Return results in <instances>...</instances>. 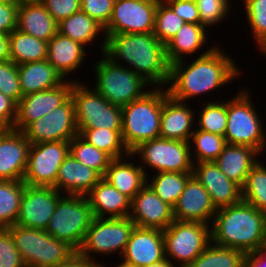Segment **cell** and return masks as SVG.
<instances>
[{"label": "cell", "mask_w": 266, "mask_h": 267, "mask_svg": "<svg viewBox=\"0 0 266 267\" xmlns=\"http://www.w3.org/2000/svg\"><path fill=\"white\" fill-rule=\"evenodd\" d=\"M58 32L85 47L92 45L102 35L103 41L100 42L99 52L104 53L106 44L104 27L82 11L72 14L58 23Z\"/></svg>", "instance_id": "32"}, {"label": "cell", "mask_w": 266, "mask_h": 267, "mask_svg": "<svg viewBox=\"0 0 266 267\" xmlns=\"http://www.w3.org/2000/svg\"><path fill=\"white\" fill-rule=\"evenodd\" d=\"M10 60L9 34L0 33V62Z\"/></svg>", "instance_id": "54"}, {"label": "cell", "mask_w": 266, "mask_h": 267, "mask_svg": "<svg viewBox=\"0 0 266 267\" xmlns=\"http://www.w3.org/2000/svg\"><path fill=\"white\" fill-rule=\"evenodd\" d=\"M26 267H57L68 262L77 251L45 230L12 225L7 228Z\"/></svg>", "instance_id": "5"}, {"label": "cell", "mask_w": 266, "mask_h": 267, "mask_svg": "<svg viewBox=\"0 0 266 267\" xmlns=\"http://www.w3.org/2000/svg\"><path fill=\"white\" fill-rule=\"evenodd\" d=\"M29 147L22 131L6 128L0 134V180L23 181Z\"/></svg>", "instance_id": "22"}, {"label": "cell", "mask_w": 266, "mask_h": 267, "mask_svg": "<svg viewBox=\"0 0 266 267\" xmlns=\"http://www.w3.org/2000/svg\"><path fill=\"white\" fill-rule=\"evenodd\" d=\"M93 64V88L109 103L123 107L141 98L152 87L140 75L125 66L112 62L104 54ZM148 87V88H147Z\"/></svg>", "instance_id": "7"}, {"label": "cell", "mask_w": 266, "mask_h": 267, "mask_svg": "<svg viewBox=\"0 0 266 267\" xmlns=\"http://www.w3.org/2000/svg\"><path fill=\"white\" fill-rule=\"evenodd\" d=\"M266 234V214L241 200L217 209L211 224V242L244 253L261 248Z\"/></svg>", "instance_id": "3"}, {"label": "cell", "mask_w": 266, "mask_h": 267, "mask_svg": "<svg viewBox=\"0 0 266 267\" xmlns=\"http://www.w3.org/2000/svg\"><path fill=\"white\" fill-rule=\"evenodd\" d=\"M113 3L111 0H80V11L105 27L111 18Z\"/></svg>", "instance_id": "47"}, {"label": "cell", "mask_w": 266, "mask_h": 267, "mask_svg": "<svg viewBox=\"0 0 266 267\" xmlns=\"http://www.w3.org/2000/svg\"><path fill=\"white\" fill-rule=\"evenodd\" d=\"M139 159L146 176L157 172L192 173L193 162L187 141L156 138L140 143L131 152ZM147 167V169H146ZM150 167V168H149ZM153 171V172H152Z\"/></svg>", "instance_id": "11"}, {"label": "cell", "mask_w": 266, "mask_h": 267, "mask_svg": "<svg viewBox=\"0 0 266 267\" xmlns=\"http://www.w3.org/2000/svg\"><path fill=\"white\" fill-rule=\"evenodd\" d=\"M12 2H20V0H0V4L12 3Z\"/></svg>", "instance_id": "59"}, {"label": "cell", "mask_w": 266, "mask_h": 267, "mask_svg": "<svg viewBox=\"0 0 266 267\" xmlns=\"http://www.w3.org/2000/svg\"><path fill=\"white\" fill-rule=\"evenodd\" d=\"M19 3L0 4V33L10 34L16 29Z\"/></svg>", "instance_id": "50"}, {"label": "cell", "mask_w": 266, "mask_h": 267, "mask_svg": "<svg viewBox=\"0 0 266 267\" xmlns=\"http://www.w3.org/2000/svg\"><path fill=\"white\" fill-rule=\"evenodd\" d=\"M0 267H26L7 228H0Z\"/></svg>", "instance_id": "46"}, {"label": "cell", "mask_w": 266, "mask_h": 267, "mask_svg": "<svg viewBox=\"0 0 266 267\" xmlns=\"http://www.w3.org/2000/svg\"><path fill=\"white\" fill-rule=\"evenodd\" d=\"M62 195L54 187L25 185L15 224L46 230Z\"/></svg>", "instance_id": "17"}, {"label": "cell", "mask_w": 266, "mask_h": 267, "mask_svg": "<svg viewBox=\"0 0 266 267\" xmlns=\"http://www.w3.org/2000/svg\"><path fill=\"white\" fill-rule=\"evenodd\" d=\"M147 267H176L175 265H173L167 258H165L164 260H161L159 262L153 263L150 266Z\"/></svg>", "instance_id": "55"}, {"label": "cell", "mask_w": 266, "mask_h": 267, "mask_svg": "<svg viewBox=\"0 0 266 267\" xmlns=\"http://www.w3.org/2000/svg\"><path fill=\"white\" fill-rule=\"evenodd\" d=\"M189 145L193 163L214 162L222 153L226 141L222 135L206 132L195 127Z\"/></svg>", "instance_id": "35"}, {"label": "cell", "mask_w": 266, "mask_h": 267, "mask_svg": "<svg viewBox=\"0 0 266 267\" xmlns=\"http://www.w3.org/2000/svg\"><path fill=\"white\" fill-rule=\"evenodd\" d=\"M160 0H118L104 27L106 36L112 34L153 33L155 13Z\"/></svg>", "instance_id": "14"}, {"label": "cell", "mask_w": 266, "mask_h": 267, "mask_svg": "<svg viewBox=\"0 0 266 267\" xmlns=\"http://www.w3.org/2000/svg\"><path fill=\"white\" fill-rule=\"evenodd\" d=\"M121 132L122 129L93 128L85 129L80 136L112 159H117L130 153L123 143Z\"/></svg>", "instance_id": "37"}, {"label": "cell", "mask_w": 266, "mask_h": 267, "mask_svg": "<svg viewBox=\"0 0 266 267\" xmlns=\"http://www.w3.org/2000/svg\"><path fill=\"white\" fill-rule=\"evenodd\" d=\"M196 113L197 129L225 136L227 128V100H208Z\"/></svg>", "instance_id": "38"}, {"label": "cell", "mask_w": 266, "mask_h": 267, "mask_svg": "<svg viewBox=\"0 0 266 267\" xmlns=\"http://www.w3.org/2000/svg\"><path fill=\"white\" fill-rule=\"evenodd\" d=\"M10 60L16 65L47 59L48 42L15 29L9 34Z\"/></svg>", "instance_id": "33"}, {"label": "cell", "mask_w": 266, "mask_h": 267, "mask_svg": "<svg viewBox=\"0 0 266 267\" xmlns=\"http://www.w3.org/2000/svg\"><path fill=\"white\" fill-rule=\"evenodd\" d=\"M195 111L188 102L177 101L167 95L163 100L159 137L189 142L196 127Z\"/></svg>", "instance_id": "23"}, {"label": "cell", "mask_w": 266, "mask_h": 267, "mask_svg": "<svg viewBox=\"0 0 266 267\" xmlns=\"http://www.w3.org/2000/svg\"><path fill=\"white\" fill-rule=\"evenodd\" d=\"M186 23L200 24L195 0H163Z\"/></svg>", "instance_id": "49"}, {"label": "cell", "mask_w": 266, "mask_h": 267, "mask_svg": "<svg viewBox=\"0 0 266 267\" xmlns=\"http://www.w3.org/2000/svg\"><path fill=\"white\" fill-rule=\"evenodd\" d=\"M102 261L101 267H107L106 264ZM111 267V266H110ZM113 267V266H112ZM115 267H134L131 264L125 263V262H120L118 265H115Z\"/></svg>", "instance_id": "56"}, {"label": "cell", "mask_w": 266, "mask_h": 267, "mask_svg": "<svg viewBox=\"0 0 266 267\" xmlns=\"http://www.w3.org/2000/svg\"><path fill=\"white\" fill-rule=\"evenodd\" d=\"M16 29L48 42L58 32V23L42 3L20 2Z\"/></svg>", "instance_id": "30"}, {"label": "cell", "mask_w": 266, "mask_h": 267, "mask_svg": "<svg viewBox=\"0 0 266 267\" xmlns=\"http://www.w3.org/2000/svg\"><path fill=\"white\" fill-rule=\"evenodd\" d=\"M185 23L164 1L158 2L153 34L162 44L166 45Z\"/></svg>", "instance_id": "43"}, {"label": "cell", "mask_w": 266, "mask_h": 267, "mask_svg": "<svg viewBox=\"0 0 266 267\" xmlns=\"http://www.w3.org/2000/svg\"><path fill=\"white\" fill-rule=\"evenodd\" d=\"M17 70L23 96L55 88L65 81L47 59L17 65Z\"/></svg>", "instance_id": "31"}, {"label": "cell", "mask_w": 266, "mask_h": 267, "mask_svg": "<svg viewBox=\"0 0 266 267\" xmlns=\"http://www.w3.org/2000/svg\"><path fill=\"white\" fill-rule=\"evenodd\" d=\"M245 253L212 242L188 267H243Z\"/></svg>", "instance_id": "39"}, {"label": "cell", "mask_w": 266, "mask_h": 267, "mask_svg": "<svg viewBox=\"0 0 266 267\" xmlns=\"http://www.w3.org/2000/svg\"><path fill=\"white\" fill-rule=\"evenodd\" d=\"M135 226V223L129 217H95L77 254L97 263H101L98 262V255L104 258V256L107 257L118 252L120 258Z\"/></svg>", "instance_id": "9"}, {"label": "cell", "mask_w": 266, "mask_h": 267, "mask_svg": "<svg viewBox=\"0 0 266 267\" xmlns=\"http://www.w3.org/2000/svg\"><path fill=\"white\" fill-rule=\"evenodd\" d=\"M71 97L75 105V120L80 135L85 129H122V108L109 103L93 87L75 81Z\"/></svg>", "instance_id": "10"}, {"label": "cell", "mask_w": 266, "mask_h": 267, "mask_svg": "<svg viewBox=\"0 0 266 267\" xmlns=\"http://www.w3.org/2000/svg\"><path fill=\"white\" fill-rule=\"evenodd\" d=\"M73 79H67L55 88L22 96L17 103L16 119L12 129L23 131L30 123L62 105L71 96L74 82L82 81L74 76Z\"/></svg>", "instance_id": "16"}, {"label": "cell", "mask_w": 266, "mask_h": 267, "mask_svg": "<svg viewBox=\"0 0 266 267\" xmlns=\"http://www.w3.org/2000/svg\"><path fill=\"white\" fill-rule=\"evenodd\" d=\"M69 154V142L30 144L23 181L29 186L54 187L59 167Z\"/></svg>", "instance_id": "13"}, {"label": "cell", "mask_w": 266, "mask_h": 267, "mask_svg": "<svg viewBox=\"0 0 266 267\" xmlns=\"http://www.w3.org/2000/svg\"><path fill=\"white\" fill-rule=\"evenodd\" d=\"M94 218L86 196L63 194L45 231L78 251Z\"/></svg>", "instance_id": "8"}, {"label": "cell", "mask_w": 266, "mask_h": 267, "mask_svg": "<svg viewBox=\"0 0 266 267\" xmlns=\"http://www.w3.org/2000/svg\"><path fill=\"white\" fill-rule=\"evenodd\" d=\"M191 176L192 173L157 172L152 174V179L150 175L147 176V184L163 202L173 208Z\"/></svg>", "instance_id": "34"}, {"label": "cell", "mask_w": 266, "mask_h": 267, "mask_svg": "<svg viewBox=\"0 0 266 267\" xmlns=\"http://www.w3.org/2000/svg\"><path fill=\"white\" fill-rule=\"evenodd\" d=\"M261 249L266 253V234H265V237L263 239Z\"/></svg>", "instance_id": "58"}, {"label": "cell", "mask_w": 266, "mask_h": 267, "mask_svg": "<svg viewBox=\"0 0 266 267\" xmlns=\"http://www.w3.org/2000/svg\"><path fill=\"white\" fill-rule=\"evenodd\" d=\"M166 87H151L141 98L122 108V140L131 152L140 143L159 138Z\"/></svg>", "instance_id": "4"}, {"label": "cell", "mask_w": 266, "mask_h": 267, "mask_svg": "<svg viewBox=\"0 0 266 267\" xmlns=\"http://www.w3.org/2000/svg\"><path fill=\"white\" fill-rule=\"evenodd\" d=\"M30 144L50 141L70 142L77 134L75 105L70 96L62 105L30 123L23 131Z\"/></svg>", "instance_id": "15"}, {"label": "cell", "mask_w": 266, "mask_h": 267, "mask_svg": "<svg viewBox=\"0 0 266 267\" xmlns=\"http://www.w3.org/2000/svg\"><path fill=\"white\" fill-rule=\"evenodd\" d=\"M57 267H101V264L75 254L68 262Z\"/></svg>", "instance_id": "53"}, {"label": "cell", "mask_w": 266, "mask_h": 267, "mask_svg": "<svg viewBox=\"0 0 266 267\" xmlns=\"http://www.w3.org/2000/svg\"><path fill=\"white\" fill-rule=\"evenodd\" d=\"M25 185L24 181L0 180V228L15 224Z\"/></svg>", "instance_id": "36"}, {"label": "cell", "mask_w": 266, "mask_h": 267, "mask_svg": "<svg viewBox=\"0 0 266 267\" xmlns=\"http://www.w3.org/2000/svg\"><path fill=\"white\" fill-rule=\"evenodd\" d=\"M216 212L217 209L213 205L210 195L192 175L173 207L174 220L211 225Z\"/></svg>", "instance_id": "21"}, {"label": "cell", "mask_w": 266, "mask_h": 267, "mask_svg": "<svg viewBox=\"0 0 266 267\" xmlns=\"http://www.w3.org/2000/svg\"><path fill=\"white\" fill-rule=\"evenodd\" d=\"M162 232L165 257L176 267H188L211 243V225L201 222L174 220Z\"/></svg>", "instance_id": "12"}, {"label": "cell", "mask_w": 266, "mask_h": 267, "mask_svg": "<svg viewBox=\"0 0 266 267\" xmlns=\"http://www.w3.org/2000/svg\"><path fill=\"white\" fill-rule=\"evenodd\" d=\"M0 92L16 104L23 96L17 65L11 60L0 62Z\"/></svg>", "instance_id": "45"}, {"label": "cell", "mask_w": 266, "mask_h": 267, "mask_svg": "<svg viewBox=\"0 0 266 267\" xmlns=\"http://www.w3.org/2000/svg\"><path fill=\"white\" fill-rule=\"evenodd\" d=\"M87 52L85 46L59 32L47 44V60L65 80L84 67Z\"/></svg>", "instance_id": "24"}, {"label": "cell", "mask_w": 266, "mask_h": 267, "mask_svg": "<svg viewBox=\"0 0 266 267\" xmlns=\"http://www.w3.org/2000/svg\"><path fill=\"white\" fill-rule=\"evenodd\" d=\"M165 258L162 230L135 226L120 259L134 267H147Z\"/></svg>", "instance_id": "18"}, {"label": "cell", "mask_w": 266, "mask_h": 267, "mask_svg": "<svg viewBox=\"0 0 266 267\" xmlns=\"http://www.w3.org/2000/svg\"><path fill=\"white\" fill-rule=\"evenodd\" d=\"M195 2L200 15V24L208 30L223 23L226 18L228 20L232 12L233 0H195Z\"/></svg>", "instance_id": "44"}, {"label": "cell", "mask_w": 266, "mask_h": 267, "mask_svg": "<svg viewBox=\"0 0 266 267\" xmlns=\"http://www.w3.org/2000/svg\"><path fill=\"white\" fill-rule=\"evenodd\" d=\"M6 129V127L0 122V134Z\"/></svg>", "instance_id": "60"}, {"label": "cell", "mask_w": 266, "mask_h": 267, "mask_svg": "<svg viewBox=\"0 0 266 267\" xmlns=\"http://www.w3.org/2000/svg\"><path fill=\"white\" fill-rule=\"evenodd\" d=\"M220 44L193 61L188 62L185 58L170 65L166 89L171 98L189 103L191 99L201 98L202 94L219 91L242 76L244 72L234 57L227 55Z\"/></svg>", "instance_id": "1"}, {"label": "cell", "mask_w": 266, "mask_h": 267, "mask_svg": "<svg viewBox=\"0 0 266 267\" xmlns=\"http://www.w3.org/2000/svg\"><path fill=\"white\" fill-rule=\"evenodd\" d=\"M259 156L262 155L250 146L226 144L214 162L230 180L242 187Z\"/></svg>", "instance_id": "29"}, {"label": "cell", "mask_w": 266, "mask_h": 267, "mask_svg": "<svg viewBox=\"0 0 266 267\" xmlns=\"http://www.w3.org/2000/svg\"><path fill=\"white\" fill-rule=\"evenodd\" d=\"M42 4L57 23L80 11V0H44Z\"/></svg>", "instance_id": "48"}, {"label": "cell", "mask_w": 266, "mask_h": 267, "mask_svg": "<svg viewBox=\"0 0 266 267\" xmlns=\"http://www.w3.org/2000/svg\"><path fill=\"white\" fill-rule=\"evenodd\" d=\"M248 90L243 86L227 101L228 120L224 137L226 144L250 146L262 155L266 152L265 124Z\"/></svg>", "instance_id": "6"}, {"label": "cell", "mask_w": 266, "mask_h": 267, "mask_svg": "<svg viewBox=\"0 0 266 267\" xmlns=\"http://www.w3.org/2000/svg\"><path fill=\"white\" fill-rule=\"evenodd\" d=\"M44 0H20V2L26 3H42Z\"/></svg>", "instance_id": "57"}, {"label": "cell", "mask_w": 266, "mask_h": 267, "mask_svg": "<svg viewBox=\"0 0 266 267\" xmlns=\"http://www.w3.org/2000/svg\"><path fill=\"white\" fill-rule=\"evenodd\" d=\"M192 175L206 189L216 209L242 200L241 187L230 180L215 162L193 163Z\"/></svg>", "instance_id": "20"}, {"label": "cell", "mask_w": 266, "mask_h": 267, "mask_svg": "<svg viewBox=\"0 0 266 267\" xmlns=\"http://www.w3.org/2000/svg\"><path fill=\"white\" fill-rule=\"evenodd\" d=\"M94 217L125 218L129 217L131 200L120 193L103 177L86 195Z\"/></svg>", "instance_id": "27"}, {"label": "cell", "mask_w": 266, "mask_h": 267, "mask_svg": "<svg viewBox=\"0 0 266 267\" xmlns=\"http://www.w3.org/2000/svg\"><path fill=\"white\" fill-rule=\"evenodd\" d=\"M132 157L129 153L125 157L112 159L103 177L130 200L147 184L143 168L137 163V159L136 165Z\"/></svg>", "instance_id": "28"}, {"label": "cell", "mask_w": 266, "mask_h": 267, "mask_svg": "<svg viewBox=\"0 0 266 267\" xmlns=\"http://www.w3.org/2000/svg\"><path fill=\"white\" fill-rule=\"evenodd\" d=\"M208 31L201 24L185 23L178 33L165 45L168 63L171 65L176 61L193 56L196 52L200 56L210 52L218 44L212 43V46H208V39L210 37V34L207 33ZM204 48L206 49L205 52L203 50L201 52L200 49Z\"/></svg>", "instance_id": "26"}, {"label": "cell", "mask_w": 266, "mask_h": 267, "mask_svg": "<svg viewBox=\"0 0 266 267\" xmlns=\"http://www.w3.org/2000/svg\"><path fill=\"white\" fill-rule=\"evenodd\" d=\"M243 267H266V253L261 248L245 253Z\"/></svg>", "instance_id": "52"}, {"label": "cell", "mask_w": 266, "mask_h": 267, "mask_svg": "<svg viewBox=\"0 0 266 267\" xmlns=\"http://www.w3.org/2000/svg\"><path fill=\"white\" fill-rule=\"evenodd\" d=\"M244 4L245 20L257 50L266 56V0H241Z\"/></svg>", "instance_id": "42"}, {"label": "cell", "mask_w": 266, "mask_h": 267, "mask_svg": "<svg viewBox=\"0 0 266 267\" xmlns=\"http://www.w3.org/2000/svg\"><path fill=\"white\" fill-rule=\"evenodd\" d=\"M17 104L0 92V122L6 128H13L16 119Z\"/></svg>", "instance_id": "51"}, {"label": "cell", "mask_w": 266, "mask_h": 267, "mask_svg": "<svg viewBox=\"0 0 266 267\" xmlns=\"http://www.w3.org/2000/svg\"><path fill=\"white\" fill-rule=\"evenodd\" d=\"M101 178L69 153L59 167L54 188L63 194L86 196Z\"/></svg>", "instance_id": "25"}, {"label": "cell", "mask_w": 266, "mask_h": 267, "mask_svg": "<svg viewBox=\"0 0 266 267\" xmlns=\"http://www.w3.org/2000/svg\"><path fill=\"white\" fill-rule=\"evenodd\" d=\"M260 159L246 176L241 187L242 200L266 214V166Z\"/></svg>", "instance_id": "40"}, {"label": "cell", "mask_w": 266, "mask_h": 267, "mask_svg": "<svg viewBox=\"0 0 266 267\" xmlns=\"http://www.w3.org/2000/svg\"><path fill=\"white\" fill-rule=\"evenodd\" d=\"M105 37L103 54L112 62L127 66L152 87L167 86L170 64L166 58L165 45L153 33H119Z\"/></svg>", "instance_id": "2"}, {"label": "cell", "mask_w": 266, "mask_h": 267, "mask_svg": "<svg viewBox=\"0 0 266 267\" xmlns=\"http://www.w3.org/2000/svg\"><path fill=\"white\" fill-rule=\"evenodd\" d=\"M129 218L137 227L164 230L173 221V208L146 184L131 200Z\"/></svg>", "instance_id": "19"}, {"label": "cell", "mask_w": 266, "mask_h": 267, "mask_svg": "<svg viewBox=\"0 0 266 267\" xmlns=\"http://www.w3.org/2000/svg\"><path fill=\"white\" fill-rule=\"evenodd\" d=\"M69 153L80 163L95 170L101 177H104L112 158L102 150L85 141L77 134L69 142Z\"/></svg>", "instance_id": "41"}]
</instances>
